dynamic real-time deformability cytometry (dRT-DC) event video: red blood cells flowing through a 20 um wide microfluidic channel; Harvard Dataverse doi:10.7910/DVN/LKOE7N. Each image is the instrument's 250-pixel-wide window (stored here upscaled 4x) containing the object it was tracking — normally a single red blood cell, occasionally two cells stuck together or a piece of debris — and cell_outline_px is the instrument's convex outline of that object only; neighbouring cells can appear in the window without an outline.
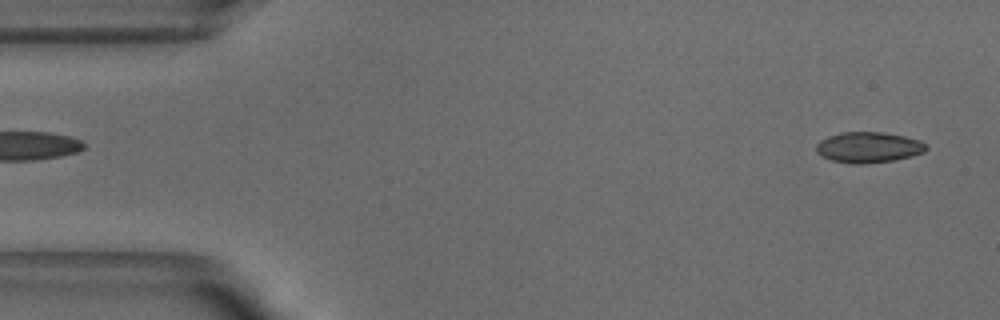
{"species": "common noctule bat (a hibernating species)", "species_latin": "Nyctalus noctula", "temperature_condition": "warm", "stored_images_in_passage": 51, "camera_frame_rate_fps": 3000, "um_per_image_px": 0.085, "animal": {"sex": "male", "body_mass_g": 18.8}, "frame": {"image": 1, "passage_image": 2, "time_ms": 0.333, "image_size_px": [1000, 320], "cell_outline_px": [[928, 148], [924, 152], [912, 156], [892, 160], [860, 164], [852, 164], [832, 160], [820, 156], [816, 152], [816, 144], [820, 140], [828, 136], [840, 132], [880, 132], [904, 136], [920, 140]], "centroid_in_image_um": [73.78, 12.52], "position_along_channel_um": 11.2, "area_um2": 19.65}}
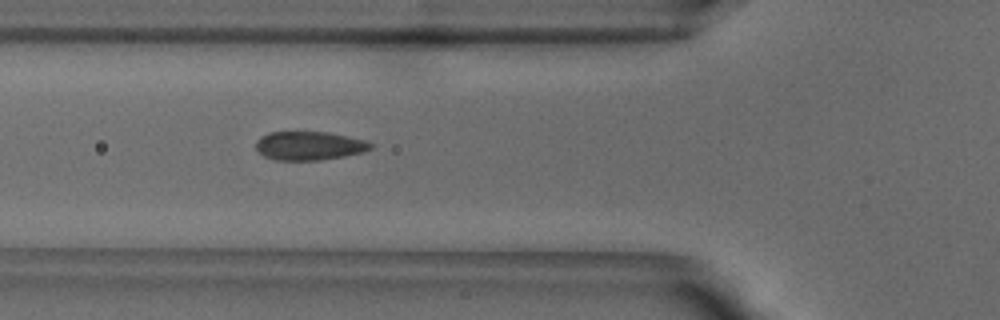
{"frame": {"image": 2, "passage_image": 17, "time_ms": 5.333, "image_size_px": [1000, 320], "cell_outline_px": [[372, 148], [360, 152], [344, 156], [320, 160], [276, 160], [264, 156], [256, 148], [256, 140], [260, 136], [268, 132], [328, 132], [364, 140], [372, 144]], "centroid_in_image_um": [26.23, 12.38], "position_along_channel_um": 99.6, "area_um2": 19.02}}
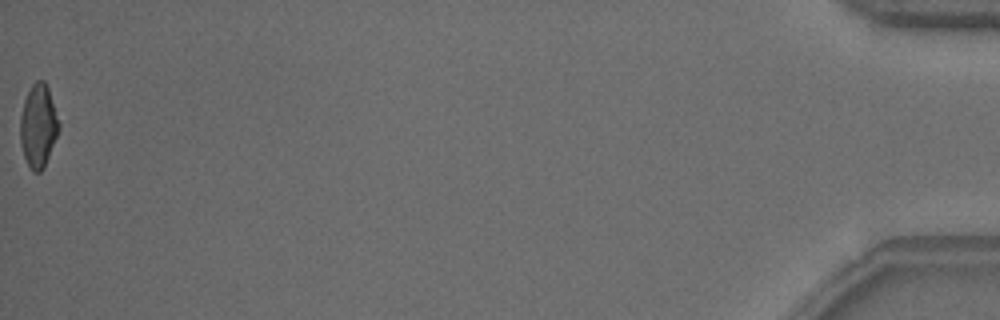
{"frame": {"image": 3, "passage_image": 51, "time_ms": 16.667, "image_size_px": [1000, 320], "cell_outline_px": [[60, 128], [44, 168], [40, 172], [32, 172], [24, 156], [20, 144], [20, 116], [24, 100], [32, 84], [36, 80], [44, 80], [48, 88], [60, 124]], "centroid_in_image_um": [3.25, 10.71], "position_along_channel_um": 432.0, "area_um2": 18.73}, "authors_computed_cell_mechanics": {"area_um2": 19.5364, "velocity_mm_per_s": 3.8561, "shape_relaxation_time_tau1_ms": 6.3193, "shape_relaxation_time_tau2_ms": 0.9063, "deformation_change_tau1": 0.1736, "deformation_change_tau2": 0.0454}}